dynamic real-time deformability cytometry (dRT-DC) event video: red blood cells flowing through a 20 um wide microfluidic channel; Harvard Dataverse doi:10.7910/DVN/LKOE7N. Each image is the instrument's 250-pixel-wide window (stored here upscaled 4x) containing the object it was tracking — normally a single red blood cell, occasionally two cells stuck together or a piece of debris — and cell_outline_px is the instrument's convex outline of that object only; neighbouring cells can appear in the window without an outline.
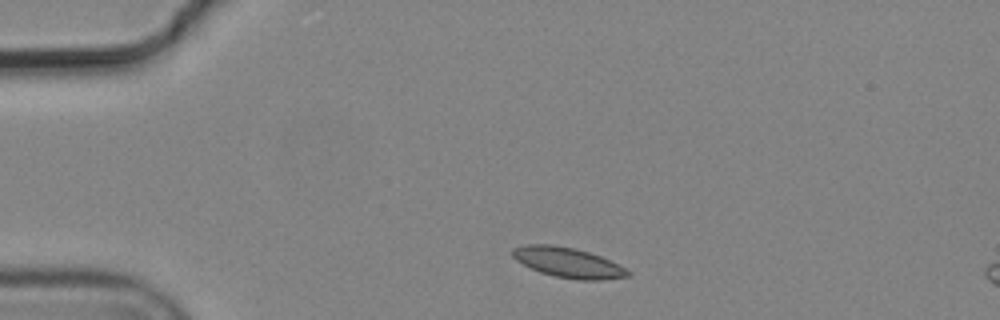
{"species": "common noctule bat (a hibernating species)", "species_latin": "Nyctalus noctula", "temperature_condition": "cold", "stored_images_in_passage": 3, "camera_frame_rate_fps": 3000, "um_per_image_px": 0.085, "animal": {"sex": "male", "body_mass_g": 19.2, "forearm_length_mm": 51.8}, "frame": {"image": 1, "passage_image": 1, "time_ms": 0.0, "image_size_px": [1000, 320], "cell_outline_px": [[632, 272], [628, 276], [600, 280], [580, 280], [556, 276], [540, 272], [516, 260], [512, 256], [512, 248], [528, 244], [552, 244], [576, 248], [600, 256]], "centroid_in_image_um": [48.26, 22.3], "position_along_channel_um": 36.7, "area_um2": 19.94}}